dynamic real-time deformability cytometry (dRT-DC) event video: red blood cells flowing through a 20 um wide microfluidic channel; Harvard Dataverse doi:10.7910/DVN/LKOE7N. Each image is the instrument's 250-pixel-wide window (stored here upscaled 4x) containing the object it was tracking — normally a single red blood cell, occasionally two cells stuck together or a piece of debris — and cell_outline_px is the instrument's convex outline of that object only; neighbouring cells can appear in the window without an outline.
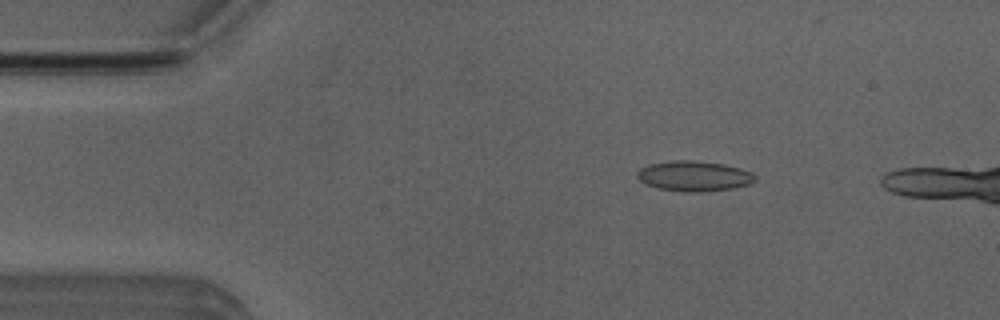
{"species": "Egyptian fruit bat (a non-hibernating species)", "species_latin": "Rousettus aegyptiacus", "temperature_condition": "room temperature", "stored_images_in_passage": 14, "camera_frame_rate_fps": 3000, "um_per_image_px": 0.085, "animal": {"sex": "male"}, "frame": {"image": 1, "passage_image": 8, "time_ms": 2.333, "image_size_px": [1000, 320], "cell_outline_px": [[756, 180], [748, 184], [732, 188], [700, 192], [684, 192], [656, 188], [644, 184], [636, 176], [636, 172], [640, 168], [648, 164], [672, 160], [692, 160], [724, 164], [740, 168], [752, 172], [756, 176]], "centroid_in_image_um": [58.95, 14.96], "position_along_channel_um": 26.0, "area_um2": 20.98}}